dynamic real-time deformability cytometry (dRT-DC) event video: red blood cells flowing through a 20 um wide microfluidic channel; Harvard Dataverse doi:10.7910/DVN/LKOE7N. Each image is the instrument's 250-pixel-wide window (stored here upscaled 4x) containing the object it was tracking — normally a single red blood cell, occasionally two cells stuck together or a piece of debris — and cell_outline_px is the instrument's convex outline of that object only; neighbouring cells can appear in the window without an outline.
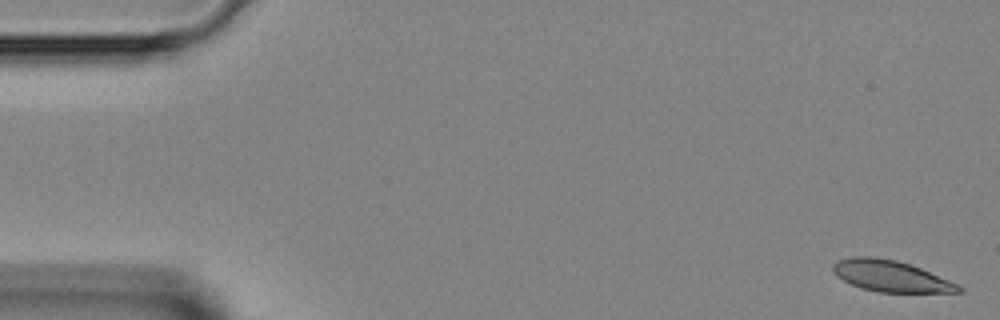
{"species": "Egyptian fruit bat (a non-hibernating species)", "species_latin": "Rousettus aegyptiacus", "temperature_condition": "room temperature", "stored_images_in_passage": 45, "camera_frame_rate_fps": 3000, "um_per_image_px": 0.085, "animal": {"sex": "female"}, "frame": {"image": 1, "passage_image": 1, "time_ms": 0.0, "image_size_px": [1000, 320], "cell_outline_px": [[964, 292], [880, 292], [860, 288], [836, 276], [832, 268], [832, 264], [836, 260], [852, 256], [876, 256], [896, 260], [920, 268], [960, 284], [964, 288]], "centroid_in_image_um": [75.71, 23.46], "position_along_channel_um": 9.3, "area_um2": 23.0}}
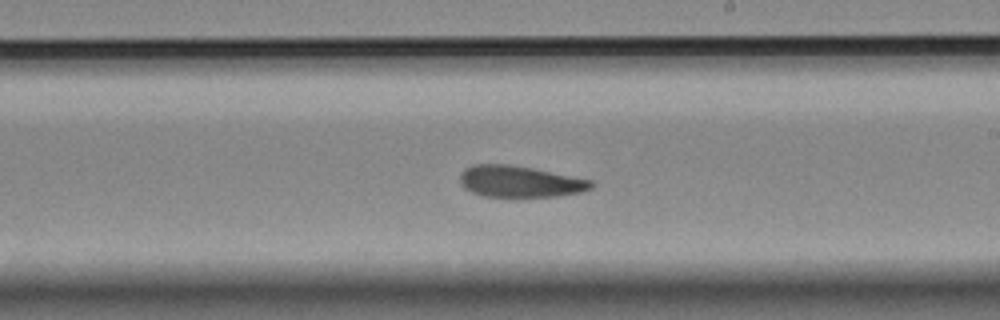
{"frame": {"image": 2, "passage_image": 26, "time_ms": 8.333, "image_size_px": [1000, 320], "cell_outline_px": [[596, 184], [592, 188], [580, 192], [556, 196], [484, 196], [472, 192], [464, 188], [460, 184], [460, 172], [464, 168], [472, 164], [512, 164], [592, 180]], "centroid_in_image_um": [44.16, 15.41], "position_along_channel_um": 244.8, "area_um2": 24.04}}
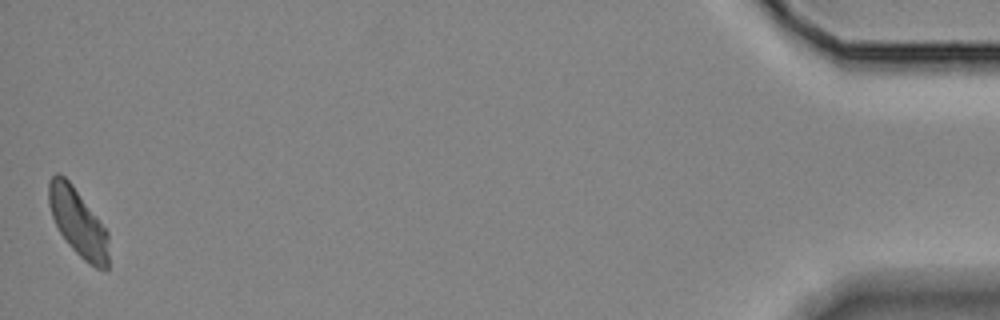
{"frame": {"image": 3, "passage_image": 45, "time_ms": 14.667, "image_size_px": [1000, 320], "cell_outline_px": [[108, 268], [96, 268], [88, 264], [68, 244], [60, 232], [52, 216], [48, 204], [48, 180], [56, 172], [64, 176], [72, 184], [108, 232]], "centroid_in_image_um": [6.61, 18.89], "position_along_channel_um": 428.6, "area_um2": 23.35}}